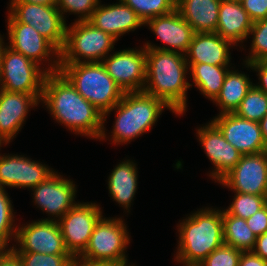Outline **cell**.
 <instances>
[{"instance_id": "obj_23", "label": "cell", "mask_w": 267, "mask_h": 266, "mask_svg": "<svg viewBox=\"0 0 267 266\" xmlns=\"http://www.w3.org/2000/svg\"><path fill=\"white\" fill-rule=\"evenodd\" d=\"M221 0H182L176 7L195 33L216 31Z\"/></svg>"}, {"instance_id": "obj_22", "label": "cell", "mask_w": 267, "mask_h": 266, "mask_svg": "<svg viewBox=\"0 0 267 266\" xmlns=\"http://www.w3.org/2000/svg\"><path fill=\"white\" fill-rule=\"evenodd\" d=\"M252 25L253 21L243 9L240 0H221L215 33L239 46V43L249 38Z\"/></svg>"}, {"instance_id": "obj_45", "label": "cell", "mask_w": 267, "mask_h": 266, "mask_svg": "<svg viewBox=\"0 0 267 266\" xmlns=\"http://www.w3.org/2000/svg\"><path fill=\"white\" fill-rule=\"evenodd\" d=\"M10 2H27L41 5H57V0H11Z\"/></svg>"}, {"instance_id": "obj_39", "label": "cell", "mask_w": 267, "mask_h": 266, "mask_svg": "<svg viewBox=\"0 0 267 266\" xmlns=\"http://www.w3.org/2000/svg\"><path fill=\"white\" fill-rule=\"evenodd\" d=\"M248 227L256 235H262L267 232V208L264 206L253 216L246 219Z\"/></svg>"}, {"instance_id": "obj_5", "label": "cell", "mask_w": 267, "mask_h": 266, "mask_svg": "<svg viewBox=\"0 0 267 266\" xmlns=\"http://www.w3.org/2000/svg\"><path fill=\"white\" fill-rule=\"evenodd\" d=\"M59 72L103 115L111 110L125 93L107 73L102 62L60 64Z\"/></svg>"}, {"instance_id": "obj_47", "label": "cell", "mask_w": 267, "mask_h": 266, "mask_svg": "<svg viewBox=\"0 0 267 266\" xmlns=\"http://www.w3.org/2000/svg\"><path fill=\"white\" fill-rule=\"evenodd\" d=\"M3 36L0 34V65H1V56H2V52L3 49L5 48L6 44L3 41Z\"/></svg>"}, {"instance_id": "obj_25", "label": "cell", "mask_w": 267, "mask_h": 266, "mask_svg": "<svg viewBox=\"0 0 267 266\" xmlns=\"http://www.w3.org/2000/svg\"><path fill=\"white\" fill-rule=\"evenodd\" d=\"M229 69L217 98L213 101L216 106H219L220 114L234 113L241 104L243 98L248 91L253 87L249 75L242 73L239 70Z\"/></svg>"}, {"instance_id": "obj_12", "label": "cell", "mask_w": 267, "mask_h": 266, "mask_svg": "<svg viewBox=\"0 0 267 266\" xmlns=\"http://www.w3.org/2000/svg\"><path fill=\"white\" fill-rule=\"evenodd\" d=\"M17 226L14 252H33L53 255H71L65 245L57 221L37 220Z\"/></svg>"}, {"instance_id": "obj_51", "label": "cell", "mask_w": 267, "mask_h": 266, "mask_svg": "<svg viewBox=\"0 0 267 266\" xmlns=\"http://www.w3.org/2000/svg\"><path fill=\"white\" fill-rule=\"evenodd\" d=\"M2 145H4V143L0 140V147H2Z\"/></svg>"}, {"instance_id": "obj_49", "label": "cell", "mask_w": 267, "mask_h": 266, "mask_svg": "<svg viewBox=\"0 0 267 266\" xmlns=\"http://www.w3.org/2000/svg\"><path fill=\"white\" fill-rule=\"evenodd\" d=\"M171 4L176 8L182 0H169Z\"/></svg>"}, {"instance_id": "obj_36", "label": "cell", "mask_w": 267, "mask_h": 266, "mask_svg": "<svg viewBox=\"0 0 267 266\" xmlns=\"http://www.w3.org/2000/svg\"><path fill=\"white\" fill-rule=\"evenodd\" d=\"M101 0H57V7L61 12L65 22L67 12L77 14L79 18L75 21H86L92 16V13Z\"/></svg>"}, {"instance_id": "obj_7", "label": "cell", "mask_w": 267, "mask_h": 266, "mask_svg": "<svg viewBox=\"0 0 267 266\" xmlns=\"http://www.w3.org/2000/svg\"><path fill=\"white\" fill-rule=\"evenodd\" d=\"M123 220L122 217L102 216L93 229L88 246L79 257L90 262L135 266L128 263L125 254L130 244V236Z\"/></svg>"}, {"instance_id": "obj_26", "label": "cell", "mask_w": 267, "mask_h": 266, "mask_svg": "<svg viewBox=\"0 0 267 266\" xmlns=\"http://www.w3.org/2000/svg\"><path fill=\"white\" fill-rule=\"evenodd\" d=\"M194 86L212 102L219 95L230 66H215L205 63H187Z\"/></svg>"}, {"instance_id": "obj_20", "label": "cell", "mask_w": 267, "mask_h": 266, "mask_svg": "<svg viewBox=\"0 0 267 266\" xmlns=\"http://www.w3.org/2000/svg\"><path fill=\"white\" fill-rule=\"evenodd\" d=\"M101 4L100 1L88 21L115 39L145 26L137 13L121 0L114 4Z\"/></svg>"}, {"instance_id": "obj_32", "label": "cell", "mask_w": 267, "mask_h": 266, "mask_svg": "<svg viewBox=\"0 0 267 266\" xmlns=\"http://www.w3.org/2000/svg\"><path fill=\"white\" fill-rule=\"evenodd\" d=\"M229 207L224 209L229 215L247 219L264 207V196L234 192Z\"/></svg>"}, {"instance_id": "obj_43", "label": "cell", "mask_w": 267, "mask_h": 266, "mask_svg": "<svg viewBox=\"0 0 267 266\" xmlns=\"http://www.w3.org/2000/svg\"><path fill=\"white\" fill-rule=\"evenodd\" d=\"M252 252L267 261V232L257 236Z\"/></svg>"}, {"instance_id": "obj_18", "label": "cell", "mask_w": 267, "mask_h": 266, "mask_svg": "<svg viewBox=\"0 0 267 266\" xmlns=\"http://www.w3.org/2000/svg\"><path fill=\"white\" fill-rule=\"evenodd\" d=\"M212 121L225 139L243 155L267 151L258 122L244 119L235 113L213 117Z\"/></svg>"}, {"instance_id": "obj_10", "label": "cell", "mask_w": 267, "mask_h": 266, "mask_svg": "<svg viewBox=\"0 0 267 266\" xmlns=\"http://www.w3.org/2000/svg\"><path fill=\"white\" fill-rule=\"evenodd\" d=\"M7 32L9 44L6 43V45L9 48L23 54L39 65H43L42 60L44 62L48 61V67H45L48 73L59 72L60 52L34 27L16 21L8 13Z\"/></svg>"}, {"instance_id": "obj_37", "label": "cell", "mask_w": 267, "mask_h": 266, "mask_svg": "<svg viewBox=\"0 0 267 266\" xmlns=\"http://www.w3.org/2000/svg\"><path fill=\"white\" fill-rule=\"evenodd\" d=\"M243 251L226 244L212 251L197 266H239V260Z\"/></svg>"}, {"instance_id": "obj_11", "label": "cell", "mask_w": 267, "mask_h": 266, "mask_svg": "<svg viewBox=\"0 0 267 266\" xmlns=\"http://www.w3.org/2000/svg\"><path fill=\"white\" fill-rule=\"evenodd\" d=\"M102 212L99 204L77 202L57 221L66 248L73 257H79L85 251L96 223L103 216Z\"/></svg>"}, {"instance_id": "obj_13", "label": "cell", "mask_w": 267, "mask_h": 266, "mask_svg": "<svg viewBox=\"0 0 267 266\" xmlns=\"http://www.w3.org/2000/svg\"><path fill=\"white\" fill-rule=\"evenodd\" d=\"M101 62L124 92L143 91L146 81V49L143 46L116 51Z\"/></svg>"}, {"instance_id": "obj_38", "label": "cell", "mask_w": 267, "mask_h": 266, "mask_svg": "<svg viewBox=\"0 0 267 266\" xmlns=\"http://www.w3.org/2000/svg\"><path fill=\"white\" fill-rule=\"evenodd\" d=\"M240 2L253 22L267 18V0H240Z\"/></svg>"}, {"instance_id": "obj_48", "label": "cell", "mask_w": 267, "mask_h": 266, "mask_svg": "<svg viewBox=\"0 0 267 266\" xmlns=\"http://www.w3.org/2000/svg\"><path fill=\"white\" fill-rule=\"evenodd\" d=\"M8 249V247L0 240V256Z\"/></svg>"}, {"instance_id": "obj_14", "label": "cell", "mask_w": 267, "mask_h": 266, "mask_svg": "<svg viewBox=\"0 0 267 266\" xmlns=\"http://www.w3.org/2000/svg\"><path fill=\"white\" fill-rule=\"evenodd\" d=\"M31 192L34 204L50 217L54 216L41 220L58 221L77 203L75 201L77 190L73 180L64 178L57 171L34 187Z\"/></svg>"}, {"instance_id": "obj_21", "label": "cell", "mask_w": 267, "mask_h": 266, "mask_svg": "<svg viewBox=\"0 0 267 266\" xmlns=\"http://www.w3.org/2000/svg\"><path fill=\"white\" fill-rule=\"evenodd\" d=\"M235 45L219 34L195 33L188 51L185 53L187 63H205L215 66H232L231 47Z\"/></svg>"}, {"instance_id": "obj_31", "label": "cell", "mask_w": 267, "mask_h": 266, "mask_svg": "<svg viewBox=\"0 0 267 266\" xmlns=\"http://www.w3.org/2000/svg\"><path fill=\"white\" fill-rule=\"evenodd\" d=\"M250 35H252V43L249 55L243 62L267 61V18L253 22L249 38H251Z\"/></svg>"}, {"instance_id": "obj_42", "label": "cell", "mask_w": 267, "mask_h": 266, "mask_svg": "<svg viewBox=\"0 0 267 266\" xmlns=\"http://www.w3.org/2000/svg\"><path fill=\"white\" fill-rule=\"evenodd\" d=\"M0 266H23V264L18 255L11 248H8L0 256Z\"/></svg>"}, {"instance_id": "obj_3", "label": "cell", "mask_w": 267, "mask_h": 266, "mask_svg": "<svg viewBox=\"0 0 267 266\" xmlns=\"http://www.w3.org/2000/svg\"><path fill=\"white\" fill-rule=\"evenodd\" d=\"M179 243L174 257L183 266L199 265L224 244L223 209L201 208L177 225Z\"/></svg>"}, {"instance_id": "obj_40", "label": "cell", "mask_w": 267, "mask_h": 266, "mask_svg": "<svg viewBox=\"0 0 267 266\" xmlns=\"http://www.w3.org/2000/svg\"><path fill=\"white\" fill-rule=\"evenodd\" d=\"M246 68L256 71L258 74L259 85L254 84V86L264 92L267 95V61H256L253 63H244Z\"/></svg>"}, {"instance_id": "obj_30", "label": "cell", "mask_w": 267, "mask_h": 266, "mask_svg": "<svg viewBox=\"0 0 267 266\" xmlns=\"http://www.w3.org/2000/svg\"><path fill=\"white\" fill-rule=\"evenodd\" d=\"M6 189L0 187V240L9 248L11 240L16 238L17 225L12 200ZM13 238V239H12Z\"/></svg>"}, {"instance_id": "obj_44", "label": "cell", "mask_w": 267, "mask_h": 266, "mask_svg": "<svg viewBox=\"0 0 267 266\" xmlns=\"http://www.w3.org/2000/svg\"><path fill=\"white\" fill-rule=\"evenodd\" d=\"M70 266H121L118 264L103 263V262H90L80 257H74L71 261Z\"/></svg>"}, {"instance_id": "obj_29", "label": "cell", "mask_w": 267, "mask_h": 266, "mask_svg": "<svg viewBox=\"0 0 267 266\" xmlns=\"http://www.w3.org/2000/svg\"><path fill=\"white\" fill-rule=\"evenodd\" d=\"M234 113L244 119L259 122L267 113V95L253 85Z\"/></svg>"}, {"instance_id": "obj_50", "label": "cell", "mask_w": 267, "mask_h": 266, "mask_svg": "<svg viewBox=\"0 0 267 266\" xmlns=\"http://www.w3.org/2000/svg\"><path fill=\"white\" fill-rule=\"evenodd\" d=\"M264 206L267 208V185L264 193Z\"/></svg>"}, {"instance_id": "obj_28", "label": "cell", "mask_w": 267, "mask_h": 266, "mask_svg": "<svg viewBox=\"0 0 267 266\" xmlns=\"http://www.w3.org/2000/svg\"><path fill=\"white\" fill-rule=\"evenodd\" d=\"M31 158L20 155V172L18 179V188H30L32 190L38 184L46 181L55 172L45 163L32 160Z\"/></svg>"}, {"instance_id": "obj_33", "label": "cell", "mask_w": 267, "mask_h": 266, "mask_svg": "<svg viewBox=\"0 0 267 266\" xmlns=\"http://www.w3.org/2000/svg\"><path fill=\"white\" fill-rule=\"evenodd\" d=\"M133 9L141 20H147L160 15L168 14L176 8L169 0H121Z\"/></svg>"}, {"instance_id": "obj_2", "label": "cell", "mask_w": 267, "mask_h": 266, "mask_svg": "<svg viewBox=\"0 0 267 266\" xmlns=\"http://www.w3.org/2000/svg\"><path fill=\"white\" fill-rule=\"evenodd\" d=\"M189 66L185 55L174 51L146 49L144 92L161 99L176 115L185 114Z\"/></svg>"}, {"instance_id": "obj_35", "label": "cell", "mask_w": 267, "mask_h": 266, "mask_svg": "<svg viewBox=\"0 0 267 266\" xmlns=\"http://www.w3.org/2000/svg\"><path fill=\"white\" fill-rule=\"evenodd\" d=\"M1 150V147H0ZM20 172V155L0 154V187L18 188V179Z\"/></svg>"}, {"instance_id": "obj_24", "label": "cell", "mask_w": 267, "mask_h": 266, "mask_svg": "<svg viewBox=\"0 0 267 266\" xmlns=\"http://www.w3.org/2000/svg\"><path fill=\"white\" fill-rule=\"evenodd\" d=\"M137 164L128 159L117 164L110 173L107 185L111 198L129 212L137 193Z\"/></svg>"}, {"instance_id": "obj_9", "label": "cell", "mask_w": 267, "mask_h": 266, "mask_svg": "<svg viewBox=\"0 0 267 266\" xmlns=\"http://www.w3.org/2000/svg\"><path fill=\"white\" fill-rule=\"evenodd\" d=\"M9 14L18 22L28 24L46 38L59 52L66 41V26L57 5L9 2Z\"/></svg>"}, {"instance_id": "obj_27", "label": "cell", "mask_w": 267, "mask_h": 266, "mask_svg": "<svg viewBox=\"0 0 267 266\" xmlns=\"http://www.w3.org/2000/svg\"><path fill=\"white\" fill-rule=\"evenodd\" d=\"M224 244L243 252L252 251L257 236L248 227L246 219L229 215L223 210Z\"/></svg>"}, {"instance_id": "obj_19", "label": "cell", "mask_w": 267, "mask_h": 266, "mask_svg": "<svg viewBox=\"0 0 267 266\" xmlns=\"http://www.w3.org/2000/svg\"><path fill=\"white\" fill-rule=\"evenodd\" d=\"M42 94L9 92L0 89V140L9 144L21 131L29 109L38 106Z\"/></svg>"}, {"instance_id": "obj_15", "label": "cell", "mask_w": 267, "mask_h": 266, "mask_svg": "<svg viewBox=\"0 0 267 266\" xmlns=\"http://www.w3.org/2000/svg\"><path fill=\"white\" fill-rule=\"evenodd\" d=\"M233 192L264 196L267 185V151L242 155L219 182Z\"/></svg>"}, {"instance_id": "obj_4", "label": "cell", "mask_w": 267, "mask_h": 266, "mask_svg": "<svg viewBox=\"0 0 267 266\" xmlns=\"http://www.w3.org/2000/svg\"><path fill=\"white\" fill-rule=\"evenodd\" d=\"M166 108L172 111L161 99L144 91L125 92L122 99L103 115V124L115 110L110 139L115 145L127 144L150 131Z\"/></svg>"}, {"instance_id": "obj_46", "label": "cell", "mask_w": 267, "mask_h": 266, "mask_svg": "<svg viewBox=\"0 0 267 266\" xmlns=\"http://www.w3.org/2000/svg\"><path fill=\"white\" fill-rule=\"evenodd\" d=\"M258 123L262 132V136L264 138V142L267 146V113Z\"/></svg>"}, {"instance_id": "obj_6", "label": "cell", "mask_w": 267, "mask_h": 266, "mask_svg": "<svg viewBox=\"0 0 267 266\" xmlns=\"http://www.w3.org/2000/svg\"><path fill=\"white\" fill-rule=\"evenodd\" d=\"M116 42L117 39L112 35L88 20L75 21L66 26V41L60 52V64L101 62L114 50Z\"/></svg>"}, {"instance_id": "obj_41", "label": "cell", "mask_w": 267, "mask_h": 266, "mask_svg": "<svg viewBox=\"0 0 267 266\" xmlns=\"http://www.w3.org/2000/svg\"><path fill=\"white\" fill-rule=\"evenodd\" d=\"M239 266H267V261L263 260L252 251L242 252Z\"/></svg>"}, {"instance_id": "obj_17", "label": "cell", "mask_w": 267, "mask_h": 266, "mask_svg": "<svg viewBox=\"0 0 267 266\" xmlns=\"http://www.w3.org/2000/svg\"><path fill=\"white\" fill-rule=\"evenodd\" d=\"M144 25L149 27L151 32L164 43V46H157L149 41L143 45L145 49L168 50L185 55L195 34L193 28L181 17L177 9L168 14L153 17Z\"/></svg>"}, {"instance_id": "obj_8", "label": "cell", "mask_w": 267, "mask_h": 266, "mask_svg": "<svg viewBox=\"0 0 267 266\" xmlns=\"http://www.w3.org/2000/svg\"><path fill=\"white\" fill-rule=\"evenodd\" d=\"M48 72L33 60L7 45L0 65V89L27 94H42Z\"/></svg>"}, {"instance_id": "obj_16", "label": "cell", "mask_w": 267, "mask_h": 266, "mask_svg": "<svg viewBox=\"0 0 267 266\" xmlns=\"http://www.w3.org/2000/svg\"><path fill=\"white\" fill-rule=\"evenodd\" d=\"M196 133L202 149L214 166L209 177L218 183L236 166L243 154L225 139L212 121L197 128Z\"/></svg>"}, {"instance_id": "obj_34", "label": "cell", "mask_w": 267, "mask_h": 266, "mask_svg": "<svg viewBox=\"0 0 267 266\" xmlns=\"http://www.w3.org/2000/svg\"><path fill=\"white\" fill-rule=\"evenodd\" d=\"M23 266H70L72 255H53L33 252H15Z\"/></svg>"}, {"instance_id": "obj_1", "label": "cell", "mask_w": 267, "mask_h": 266, "mask_svg": "<svg viewBox=\"0 0 267 266\" xmlns=\"http://www.w3.org/2000/svg\"><path fill=\"white\" fill-rule=\"evenodd\" d=\"M42 104L46 105L51 116L74 134L90 139L105 140L106 129L103 114L80 95L73 85L60 73L46 75Z\"/></svg>"}]
</instances>
